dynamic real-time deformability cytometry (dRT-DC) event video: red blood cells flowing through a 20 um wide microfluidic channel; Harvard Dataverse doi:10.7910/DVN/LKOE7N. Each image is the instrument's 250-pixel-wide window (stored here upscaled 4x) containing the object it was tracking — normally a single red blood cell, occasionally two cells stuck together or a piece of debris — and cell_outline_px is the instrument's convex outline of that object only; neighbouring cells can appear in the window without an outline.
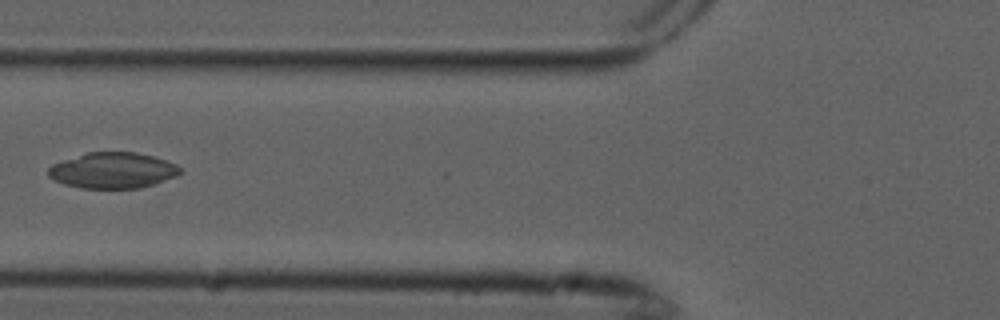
{"species": "common noctule bat (a hibernating species)", "species_latin": "Nyctalus noctula", "temperature_condition": "cold", "stored_images_in_passage": 7, "camera_frame_rate_fps": 3000, "um_per_image_px": 0.085, "animal": {"sex": "male", "forearm_length_mm": 52.5}, "frame": {"image": 1, "passage_image": 6, "time_ms": 1.667, "image_size_px": [1000, 320], "cell_outline_px": [[184, 172], [176, 176], [140, 188], [80, 188], [64, 184], [48, 176], [48, 168], [52, 164], [88, 152], [136, 152], [152, 156], [176, 164]], "centroid_in_image_um": [9.59, 14.48], "position_along_channel_um": 116.2, "area_um2": 27.34}}
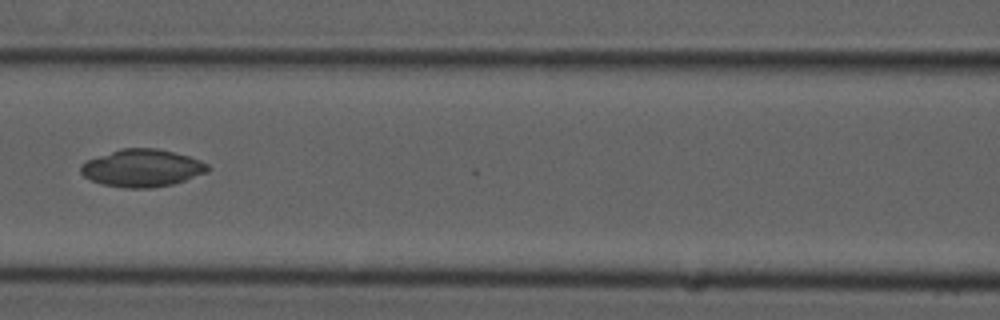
{"frame": {"image": 2, "passage_image": 7, "time_ms": 2.0, "image_size_px": [1000, 320], "cell_outline_px": [[212, 168], [208, 172], [172, 184], [152, 188], [124, 188], [104, 184], [92, 180], [84, 176], [80, 172], [80, 164], [88, 160], [120, 148], [156, 148], [188, 156], [200, 160], [208, 164]], "centroid_in_image_um": [12.09, 14.28], "position_along_channel_um": 154.5, "area_um2": 27.63}}